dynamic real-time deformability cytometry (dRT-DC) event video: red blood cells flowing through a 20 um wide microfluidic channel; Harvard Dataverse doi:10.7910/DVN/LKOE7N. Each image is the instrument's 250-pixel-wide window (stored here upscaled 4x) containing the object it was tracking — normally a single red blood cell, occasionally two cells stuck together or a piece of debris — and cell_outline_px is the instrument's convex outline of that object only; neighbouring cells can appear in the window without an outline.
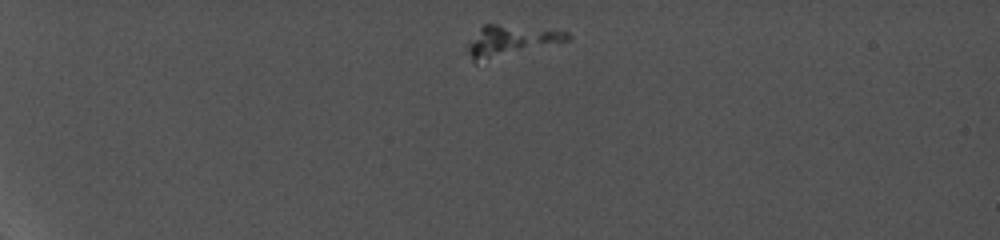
{"species": "common noctule bat (a hibernating species)", "species_latin": "Nyctalus noctula", "temperature_condition": "cold", "stored_images_in_passage": 6, "camera_frame_rate_fps": 5000, "um_per_image_px": 0.085, "animal": {"sex": "female", "body_mass_g": 19.0, "forearm_length_mm": 56.7}, "frame": {"image": 1, "passage_image": 1, "time_ms": 0.0, "image_size_px": [1000, 240], "cell_outline_px": [[572, 40], [476, 64], [472, 60], [468, 52], [468, 44], [480, 28], [484, 24], [496, 24], [568, 32], [572, 36]], "centroid_in_image_um": [43.42, 3.51], "position_along_channel_um": 41.6, "area_um2": 17.98}}